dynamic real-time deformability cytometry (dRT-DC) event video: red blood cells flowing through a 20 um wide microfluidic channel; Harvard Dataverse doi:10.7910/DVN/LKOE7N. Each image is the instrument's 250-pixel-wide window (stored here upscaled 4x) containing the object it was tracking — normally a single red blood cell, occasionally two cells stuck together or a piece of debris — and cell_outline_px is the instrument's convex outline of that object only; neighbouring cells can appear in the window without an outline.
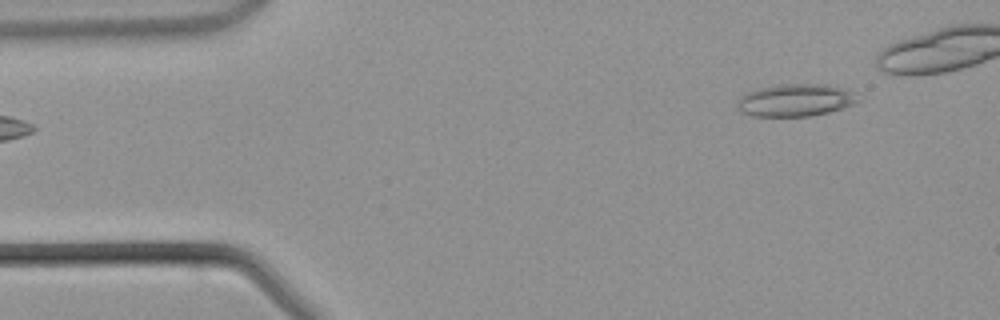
{"species": "common noctule bat (a hibernating species)", "species_latin": "Nyctalus noctula", "temperature_condition": "warm", "stored_images_in_passage": 33, "camera_frame_rate_fps": 3000, "um_per_image_px": 0.085, "animal": {"sex": "male", "body_mass_g": 21.5, "forearm_length_mm": 52.0}, "frame": {"image": 1, "passage_image": 2, "time_ms": 0.333, "image_size_px": [1000, 320], "cell_outline_px": [[860, 100], [844, 108], [828, 112], [808, 116], [752, 116], [740, 112], [736, 104], [740, 96], [744, 92], [776, 84], [824, 84], [840, 88], [852, 92]], "centroid_in_image_um": [67.54, 8.51], "position_along_channel_um": 17.5, "area_um2": 22.77}}
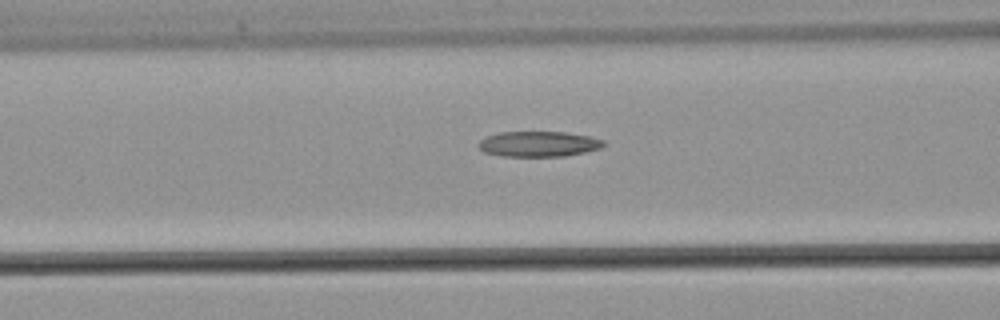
{"frame": {"image": 2, "passage_image": 14, "time_ms": 4.333, "image_size_px": [1000, 320], "cell_outline_px": [[604, 144], [600, 148], [584, 152], [564, 156], [504, 156], [484, 152], [476, 144], [480, 140], [488, 136], [500, 132], [564, 132], [588, 136], [604, 140]], "centroid_in_image_um": [45.76, 12.23], "position_along_channel_um": 120.8, "area_um2": 18.32}}
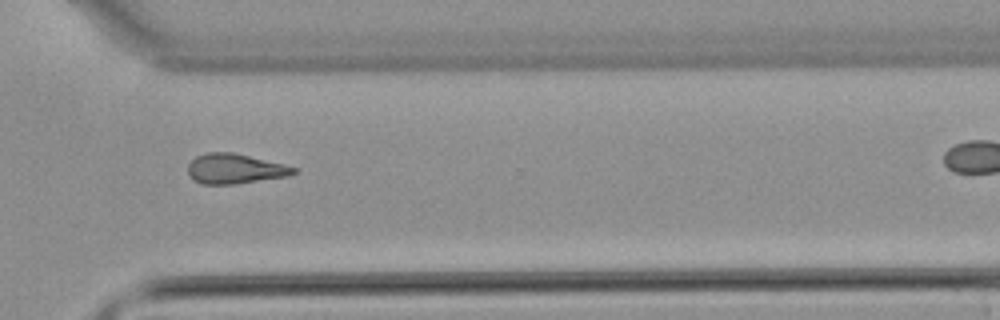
{"frame": {"image": 3, "passage_image": 29, "time_ms": 9.333, "image_size_px": [1000, 320], "cell_outline_px": [[300, 168], [296, 172], [288, 176], [236, 184], [200, 184], [192, 180], [188, 172], [188, 164], [196, 156], [208, 152], [232, 152], [284, 164]], "centroid_in_image_um": [19.97, 14.35], "position_along_channel_um": 350.6, "area_um2": 18.55}}